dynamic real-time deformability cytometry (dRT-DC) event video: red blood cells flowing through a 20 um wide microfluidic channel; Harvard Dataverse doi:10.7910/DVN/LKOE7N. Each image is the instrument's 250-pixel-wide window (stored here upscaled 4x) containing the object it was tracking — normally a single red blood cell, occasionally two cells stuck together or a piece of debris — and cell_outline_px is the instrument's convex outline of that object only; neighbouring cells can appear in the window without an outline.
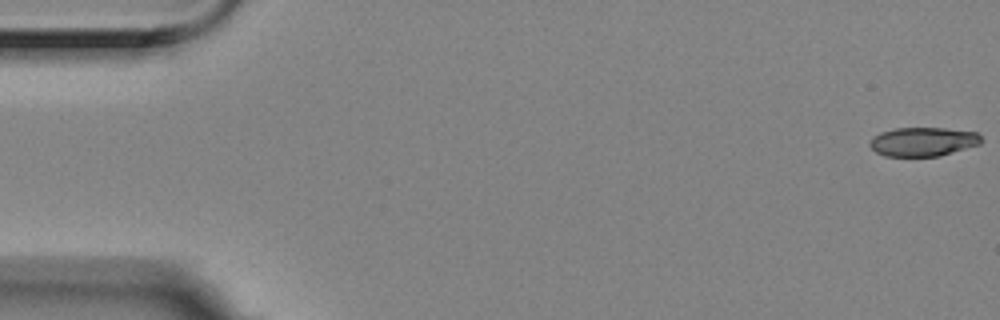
{"species": "Egyptian fruit bat (a non-hibernating species)", "species_latin": "Rousettus aegyptiacus", "temperature_condition": "room temperature", "stored_images_in_passage": 35, "camera_frame_rate_fps": 3000, "um_per_image_px": 0.085, "animal": {"sex": "female"}, "frame": {"image": 1, "passage_image": 1, "time_ms": 0.0, "image_size_px": [1000, 320], "cell_outline_px": [[980, 144], [940, 156], [884, 156], [876, 152], [868, 144], [872, 136], [880, 132], [896, 128], [944, 128], [976, 132], [980, 136]], "centroid_in_image_um": [78.41, 12.04], "position_along_channel_um": 6.6, "area_um2": 18.79}}
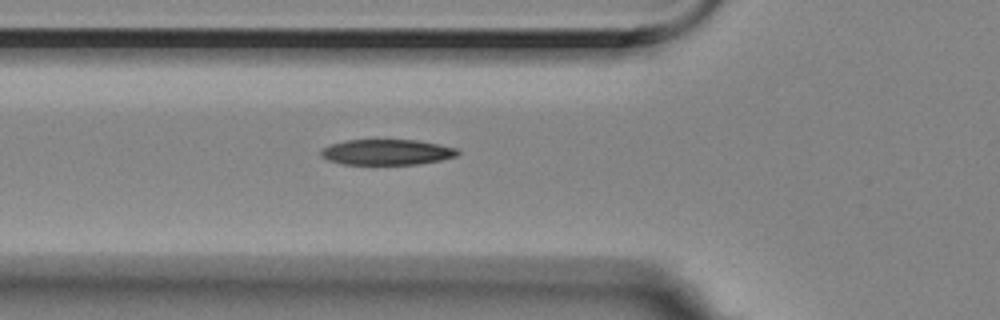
{"frame": {"image": 2, "passage_image": 20, "time_ms": 6.333, "image_size_px": [1000, 320], "cell_outline_px": [[460, 152], [456, 156], [440, 160], [420, 164], [344, 164], [328, 160], [320, 156], [320, 152], [324, 148], [332, 144], [344, 140], [416, 140], [456, 148]], "centroid_in_image_um": [32.87, 12.93], "position_along_channel_um": 92.9, "area_um2": 20.17}}
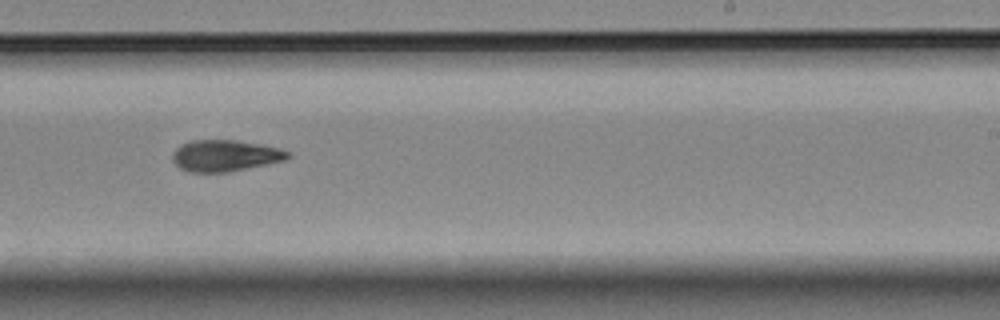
{"frame": {"image": 3, "passage_image": 35, "time_ms": 11.333, "image_size_px": [1000, 320], "cell_outline_px": [[292, 156], [288, 160], [228, 172], [188, 172], [180, 168], [172, 160], [172, 152], [180, 144], [192, 140], [232, 140], [256, 144], [276, 148], [288, 152]], "centroid_in_image_um": [19.1, 13.24], "position_along_channel_um": 269.9, "area_um2": 21.04}}